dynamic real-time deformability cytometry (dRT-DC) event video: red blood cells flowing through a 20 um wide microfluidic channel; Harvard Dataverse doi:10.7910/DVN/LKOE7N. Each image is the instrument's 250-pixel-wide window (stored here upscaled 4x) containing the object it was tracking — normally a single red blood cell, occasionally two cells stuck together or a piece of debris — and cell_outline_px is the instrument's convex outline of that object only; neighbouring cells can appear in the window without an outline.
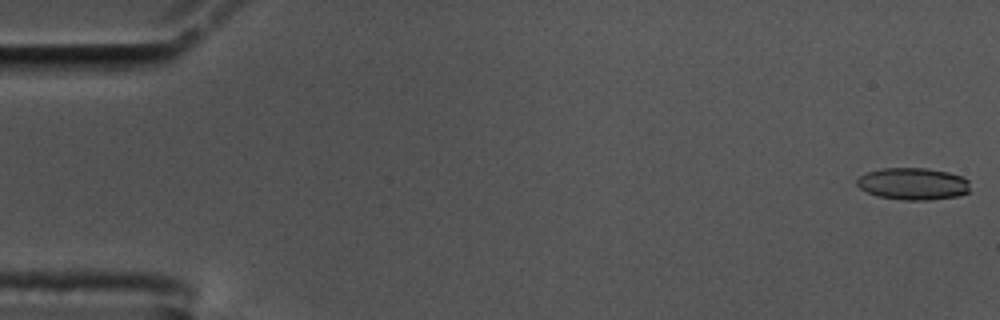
{"species": "common noctule bat (a hibernating species)", "species_latin": "Nyctalus noctula", "temperature_condition": "cold", "stored_images_in_passage": 57, "camera_frame_rate_fps": 3000, "um_per_image_px": 0.085, "animal": {"sex": "male", "body_mass_g": 17.5, "forearm_length_mm": 52.3}, "frame": {"image": 1, "passage_image": 1, "time_ms": 0.0, "image_size_px": [1000, 320], "cell_outline_px": [[968, 192], [960, 196], [928, 200], [904, 200], [876, 196], [860, 188], [856, 184], [856, 180], [860, 176], [868, 172], [880, 168], [924, 168], [948, 172], [960, 176], [968, 180]], "centroid_in_image_um": [77.59, 15.63], "position_along_channel_um": 7.4, "area_um2": 21.1}}
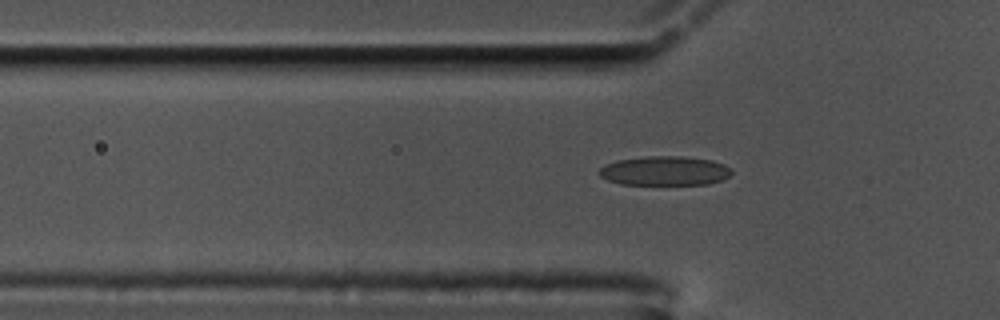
{"frame": {"image": 2, "passage_image": 18, "time_ms": 5.667, "image_size_px": [1000, 320], "cell_outline_px": [[732, 172], [724, 180], [708, 184], [620, 184], [608, 180], [600, 176], [596, 172], [600, 168], [616, 160], [648, 156], [680, 156], [712, 160], [724, 164]], "centroid_in_image_um": [56.49, 14.52], "position_along_channel_um": 69.3, "area_um2": 22.54}}
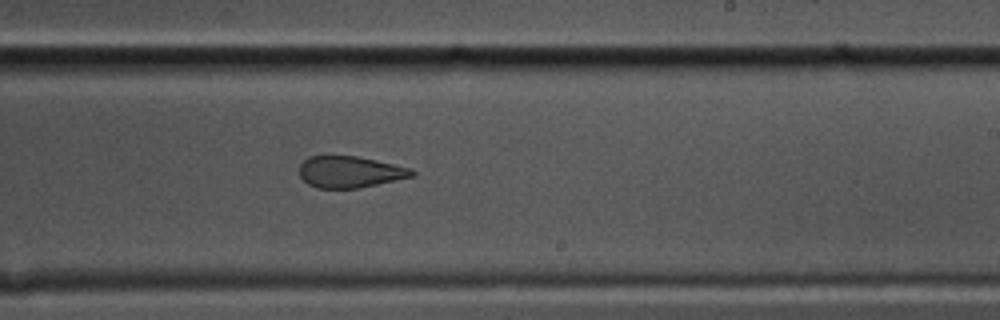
{"frame": {"image": 3, "passage_image": 34, "time_ms": 11.0, "image_size_px": [1000, 320], "cell_outline_px": [[416, 176], [356, 188], [316, 188], [308, 184], [300, 176], [300, 164], [308, 156], [356, 156], [376, 160], [412, 168], [416, 172]], "centroid_in_image_um": [29.76, 14.61], "position_along_channel_um": 259.2, "area_um2": 20.63}, "authors_computed_cell_mechanics": {"area_um2": 22.1374, "velocity_mm_per_s": 3.5616, "shape_relaxation_time_tau1_ms": null, "shape_relaxation_time_tau2_ms": 1.5858, "deformation_change_tau1": null, "deformation_change_tau2": 0.0761}}